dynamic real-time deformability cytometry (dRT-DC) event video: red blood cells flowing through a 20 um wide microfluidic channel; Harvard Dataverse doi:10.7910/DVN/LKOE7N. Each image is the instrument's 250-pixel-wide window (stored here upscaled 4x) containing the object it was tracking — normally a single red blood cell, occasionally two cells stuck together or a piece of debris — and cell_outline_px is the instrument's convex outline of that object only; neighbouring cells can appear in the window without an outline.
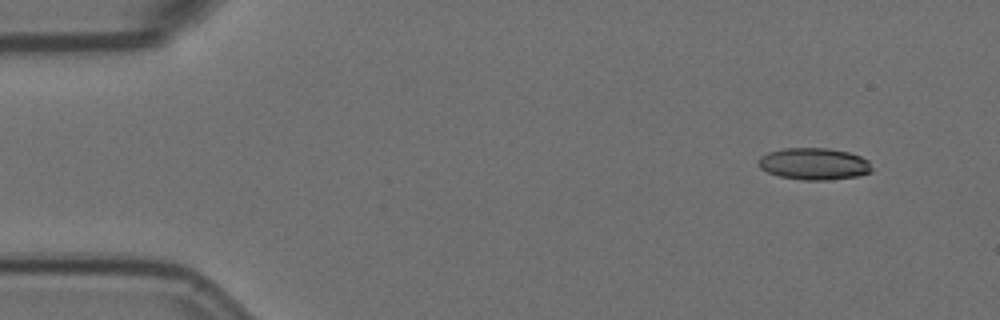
{"species": "Egyptian fruit bat (a non-hibernating species)", "species_latin": "Rousettus aegyptiacus", "temperature_condition": "room temperature", "stored_images_in_passage": 9, "camera_frame_rate_fps": 3000, "um_per_image_px": 0.085, "animal": {"sex": "female"}, "frame": {"image": 1, "passage_image": 1, "time_ms": 0.0, "image_size_px": [1000, 320], "cell_outline_px": [[872, 172], [856, 176], [828, 180], [804, 180], [780, 176], [768, 172], [760, 168], [756, 164], [756, 160], [760, 156], [768, 152], [784, 148], [828, 148], [848, 152], [860, 156], [868, 160], [872, 168]], "centroid_in_image_um": [69.16, 13.92], "position_along_channel_um": 15.8, "area_um2": 21.15}}
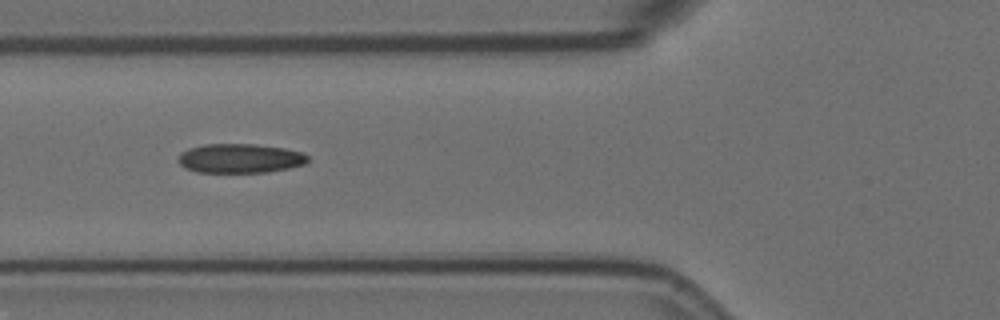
{"frame": {"image": 2, "passage_image": 6, "time_ms": 1.667, "image_size_px": [1000, 320], "cell_outline_px": [[308, 160], [304, 164], [288, 168], [268, 172], [196, 172], [184, 168], [176, 160], [180, 152], [188, 148], [204, 144], [252, 144], [284, 148], [300, 152], [308, 156]], "centroid_in_image_um": [20.33, 13.46], "position_along_channel_um": 105.5, "area_um2": 22.14}}
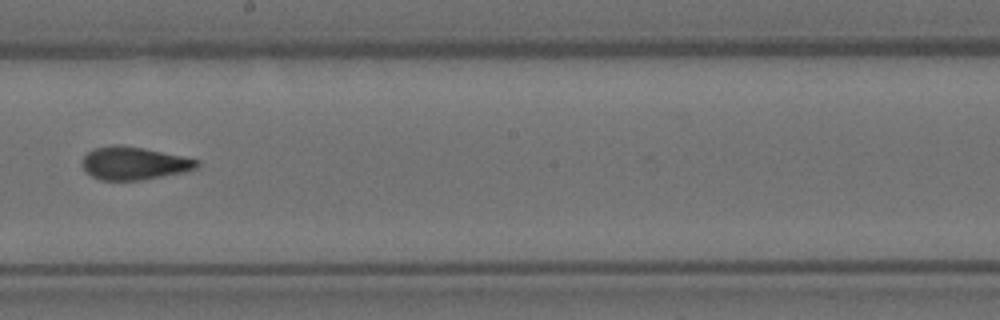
{"frame": {"image": 3, "passage_image": 9, "time_ms": 2.667, "image_size_px": [1000, 320], "cell_outline_px": [[200, 164], [196, 168], [184, 172], [140, 180], [100, 180], [92, 176], [84, 168], [84, 156], [88, 152], [96, 148], [112, 144], [120, 144], [144, 148], [200, 160]], "centroid_in_image_um": [11.42, 13.87], "position_along_channel_um": 236.8, "area_um2": 21.79}}